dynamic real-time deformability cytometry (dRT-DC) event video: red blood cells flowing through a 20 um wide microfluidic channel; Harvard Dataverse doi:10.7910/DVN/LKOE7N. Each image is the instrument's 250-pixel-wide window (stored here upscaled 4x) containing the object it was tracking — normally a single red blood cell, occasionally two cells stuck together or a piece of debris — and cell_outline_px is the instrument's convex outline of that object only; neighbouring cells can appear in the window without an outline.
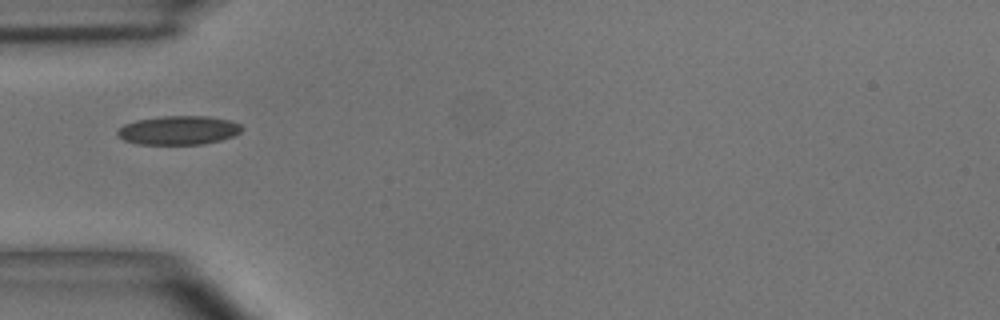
{"species": "common noctule bat (a hibernating species)", "species_latin": "Nyctalus noctula", "temperature_condition": "room temperature", "stored_images_in_passage": 5, "camera_frame_rate_fps": 3000, "um_per_image_px": 0.085, "animal": {"sex": "male", "body_mass_g": 15.6}, "frame": {"image": 1, "passage_image": 2, "time_ms": 1.333, "image_size_px": [1000, 320], "cell_outline_px": [[244, 128], [240, 132], [232, 136], [220, 140], [204, 144], [136, 144], [124, 140], [116, 132], [124, 124], [136, 120], [164, 116], [208, 116], [228, 120], [240, 124]], "centroid_in_image_um": [15.18, 11.07], "position_along_channel_um": 69.8, "area_um2": 20.81}}
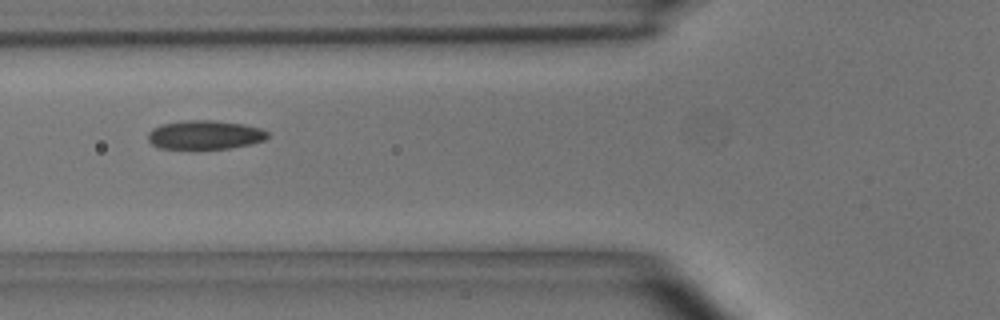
{"frame": {"image": 2, "passage_image": 3, "time_ms": 2.333, "image_size_px": [1000, 320], "cell_outline_px": [[268, 136], [264, 140], [252, 144], [232, 148], [160, 148], [152, 144], [148, 140], [148, 132], [152, 128], [164, 124], [188, 120], [212, 120], [244, 124], [260, 128], [268, 132]], "centroid_in_image_um": [17.44, 11.46], "position_along_channel_um": 108.4, "area_um2": 20.0}}